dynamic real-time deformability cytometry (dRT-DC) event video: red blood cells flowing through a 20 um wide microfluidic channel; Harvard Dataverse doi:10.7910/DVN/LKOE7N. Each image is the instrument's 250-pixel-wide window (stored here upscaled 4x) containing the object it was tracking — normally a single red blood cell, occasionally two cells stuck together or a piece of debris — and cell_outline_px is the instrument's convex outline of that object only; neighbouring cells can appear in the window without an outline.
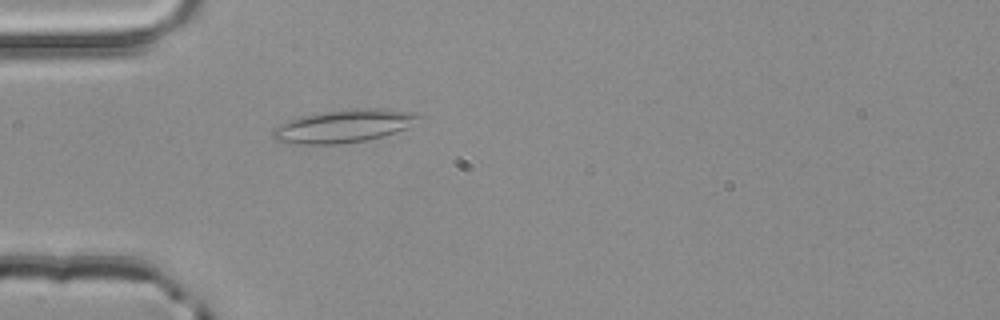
{"species": "common noctule bat (a hibernating species)", "species_latin": "Nyctalus noctula", "temperature_condition": "room temperature", "stored_images_in_passage": 2, "camera_frame_rate_fps": 3000, "um_per_image_px": 0.085, "animal": {"sex": "male", "body_mass_g": 20.4}, "frame": {"image": 1, "passage_image": 2, "time_ms": 0.333, "image_size_px": [1000, 320], "cell_outline_px": [[424, 116], [408, 128], [384, 136], [364, 140], [340, 144], [292, 144], [272, 140], [272, 132], [280, 124], [288, 120], [320, 112], [352, 108], [380, 108], [420, 112]], "centroid_in_image_um": [29.28, 10.7], "position_along_channel_um": 55.7, "area_um2": 28.38}}